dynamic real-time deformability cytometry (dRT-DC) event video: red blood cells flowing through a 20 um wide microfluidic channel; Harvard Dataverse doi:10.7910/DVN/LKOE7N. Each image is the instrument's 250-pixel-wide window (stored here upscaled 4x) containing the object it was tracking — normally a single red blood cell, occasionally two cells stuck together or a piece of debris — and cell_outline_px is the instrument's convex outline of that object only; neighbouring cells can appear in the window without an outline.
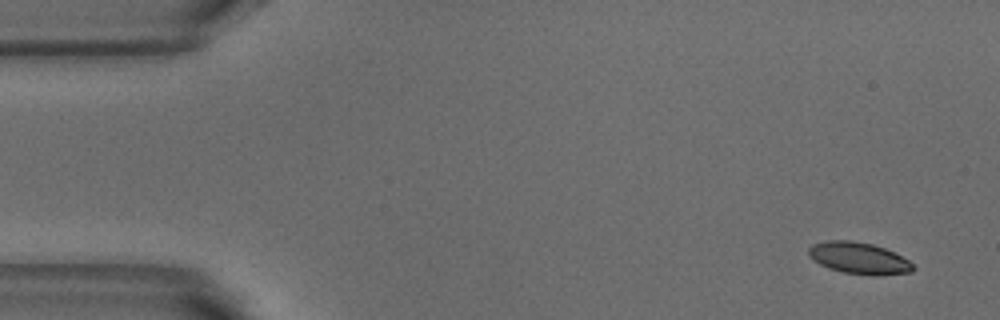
{"species": "common noctule bat (a hibernating species)", "species_latin": "Nyctalus noctula", "temperature_condition": "warm", "stored_images_in_passage": 5, "segment_of_instrument_passage": [1, 2], "camera_frame_rate_fps": 3000, "um_per_image_px": 0.085, "animal": {"sex": "male", "body_mass_g": 18.8}, "frame": {"image": 1, "passage_image": 1, "time_ms": 0.0, "image_size_px": [1000, 320], "cell_outline_px": [[916, 268], [912, 272], [880, 276], [872, 276], [844, 272], [828, 268], [820, 264], [808, 256], [808, 248], [812, 244], [828, 240], [852, 240], [872, 244], [884, 248], [916, 264]], "centroid_in_image_um": [73.02, 21.95], "position_along_channel_um": 12.0, "area_um2": 19.48}}
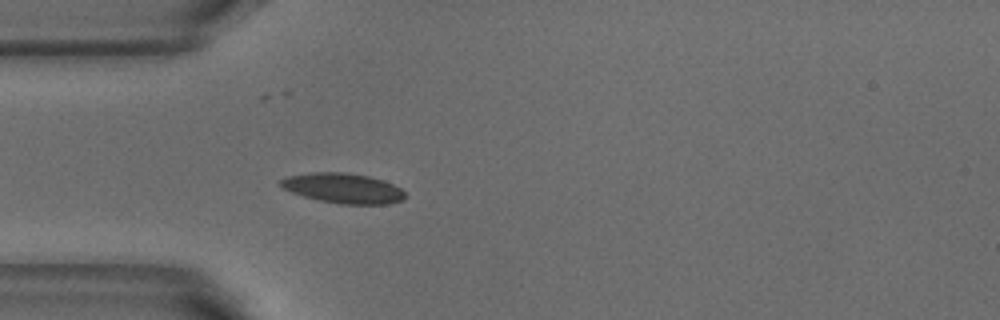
{"frame": {"image": 2, "passage_image": 4, "time_ms": 1.0, "image_size_px": [1000, 320], "cell_outline_px": [[404, 196], [400, 200], [388, 204], [340, 204], [320, 200], [304, 196], [292, 192], [276, 184], [280, 180], [288, 176], [308, 172], [344, 172], [368, 176], [384, 180], [400, 188], [404, 192]], "centroid_in_image_um": [29.13, 15.98], "position_along_channel_um": 55.9, "area_um2": 21.68}}